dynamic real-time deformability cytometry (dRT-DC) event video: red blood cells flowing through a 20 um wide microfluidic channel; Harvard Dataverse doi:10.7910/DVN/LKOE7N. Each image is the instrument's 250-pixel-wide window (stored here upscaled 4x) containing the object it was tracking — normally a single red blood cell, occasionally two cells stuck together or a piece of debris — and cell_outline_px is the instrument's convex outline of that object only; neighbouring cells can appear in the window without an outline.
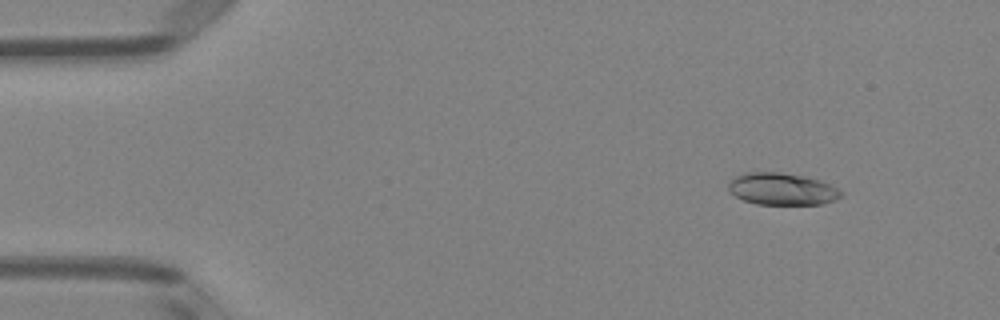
{"species": "Egyptian fruit bat (a non-hibernating species)", "species_latin": "Rousettus aegyptiacus", "temperature_condition": "room temperature", "stored_images_in_passage": 51, "camera_frame_rate_fps": 3000, "um_per_image_px": 0.085, "animal": {"sex": "female"}, "frame": {"image": 1, "passage_image": 6, "time_ms": 1.667, "image_size_px": [1000, 320], "cell_outline_px": [[844, 192], [836, 200], [824, 204], [756, 204], [744, 200], [736, 196], [728, 188], [728, 184], [736, 176], [744, 172], [780, 172], [804, 176], [820, 180]], "centroid_in_image_um": [66.49, 16.06], "position_along_channel_um": 18.5, "area_um2": 20.92}}
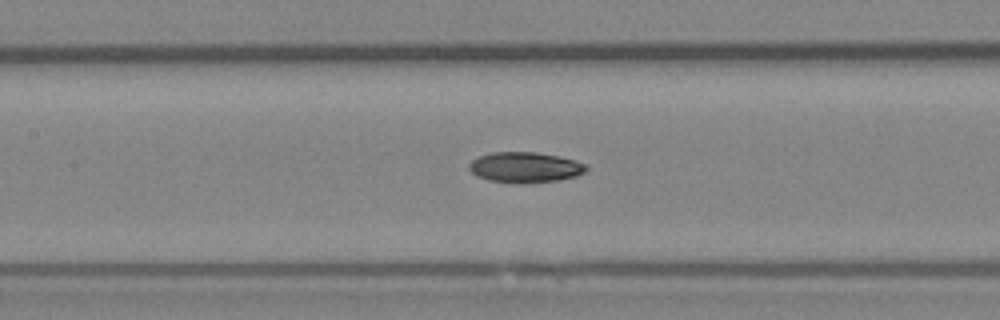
{"frame": {"image": 2, "passage_image": 24, "time_ms": 7.667, "image_size_px": [1000, 320], "cell_outline_px": [[588, 168], [584, 172], [576, 176], [556, 180], [524, 184], [516, 184], [488, 180], [476, 176], [468, 168], [468, 164], [476, 156], [492, 152], [536, 152], [560, 156], [576, 160], [588, 164]], "centroid_in_image_um": [44.61, 14.22], "position_along_channel_um": 162.8, "area_um2": 21.21}}
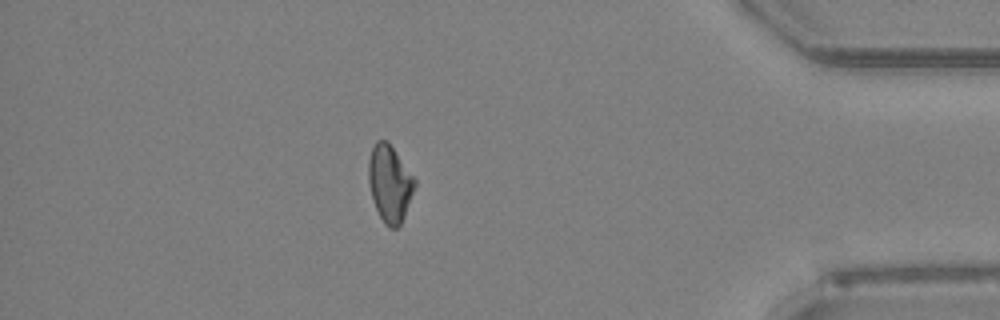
{"frame": {"image": 3, "passage_image": 45, "time_ms": 14.667, "image_size_px": [1000, 320], "cell_outline_px": [[416, 184], [404, 216], [400, 224], [396, 228], [388, 228], [384, 224], [372, 200], [368, 180], [368, 160], [372, 148], [376, 140], [388, 140], [416, 180]], "centroid_in_image_um": [33.11, 15.58], "position_along_channel_um": 402.1, "area_um2": 20.69}, "authors_computed_cell_mechanics": {"area_um2": 20.7502, "velocity_mm_per_s": 3.9874, "shape_relaxation_time_tau1_ms": 5.7286, "shape_relaxation_time_tau2_ms": null, "deformation_change_tau1": 0.1597, "deformation_change_tau2": null}}